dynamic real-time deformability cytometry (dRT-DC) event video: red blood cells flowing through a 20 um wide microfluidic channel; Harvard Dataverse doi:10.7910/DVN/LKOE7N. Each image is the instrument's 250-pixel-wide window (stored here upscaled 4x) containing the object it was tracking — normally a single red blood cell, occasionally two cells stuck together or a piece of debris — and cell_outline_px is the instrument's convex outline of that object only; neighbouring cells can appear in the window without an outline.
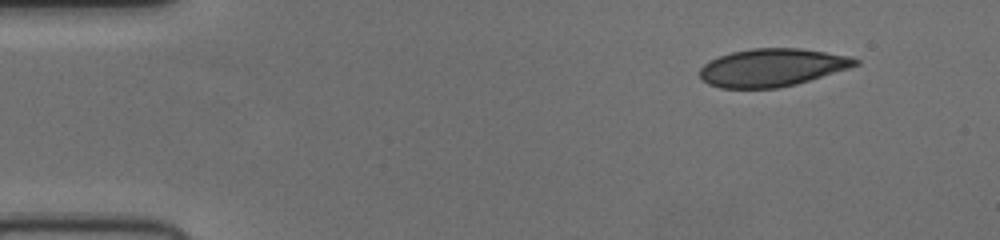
{"species": "human", "species_latin": "Homo sapiens", "temperature_condition": "cold", "stored_images_in_passage": 47, "camera_frame_rate_fps": 3000, "um_per_image_px": 0.085, "donor": {"sex": "female"}, "frame": {"image": 1, "passage_image": 1, "time_ms": 0.0, "image_size_px": [1000, 240], "cell_outline_px": [[860, 64], [848, 68], [796, 84], [776, 88], [720, 88], [708, 84], [700, 76], [700, 68], [704, 64], [720, 56], [732, 52], [752, 48], [800, 48], [848, 56], [860, 60]], "centroid_in_image_um": [65.62, 5.74], "position_along_channel_um": 19.4, "area_um2": 33.93}}
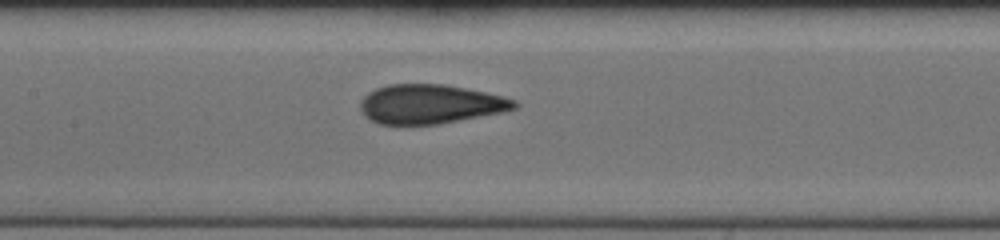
{"frame": {"image": 2, "passage_image": 20, "time_ms": 6.333, "image_size_px": [1000, 240], "cell_outline_px": [[520, 104], [516, 108], [504, 112], [440, 124], [380, 124], [364, 116], [360, 108], [360, 100], [368, 92], [376, 88], [388, 84], [444, 84], [488, 92], [504, 96], [516, 100]], "centroid_in_image_um": [36.61, 8.84], "position_along_channel_um": 170.8, "area_um2": 35.55}}
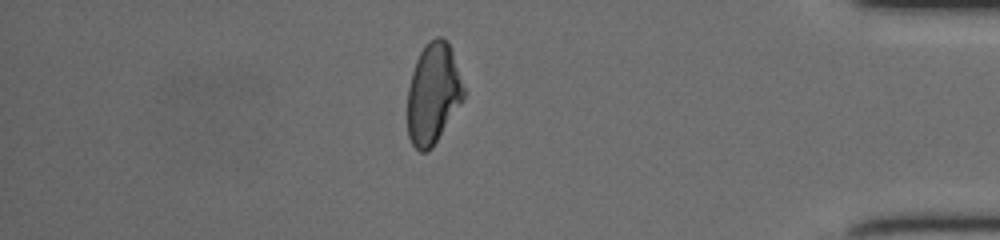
{"frame": {"image": 3, "passage_image": 40, "time_ms": 13.0, "image_size_px": [1000, 240], "cell_outline_px": [[468, 92], [432, 148], [428, 152], [420, 152], [412, 144], [408, 136], [408, 88], [412, 72], [416, 60], [424, 44], [428, 40], [436, 36], [440, 36], [448, 40]], "centroid_in_image_um": [36.85, 7.92], "position_along_channel_um": 398.4, "area_um2": 33.52}}